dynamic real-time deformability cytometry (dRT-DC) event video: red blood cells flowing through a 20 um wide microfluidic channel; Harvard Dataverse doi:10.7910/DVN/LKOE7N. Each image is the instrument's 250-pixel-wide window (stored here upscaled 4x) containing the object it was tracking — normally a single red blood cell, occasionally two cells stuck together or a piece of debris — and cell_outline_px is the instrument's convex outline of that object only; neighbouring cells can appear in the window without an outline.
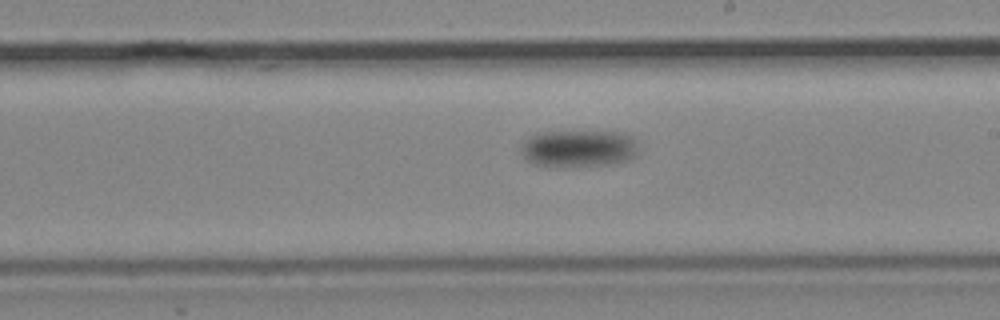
{"species": "common noctule bat (a hibernating species)", "species_latin": "Nyctalus noctula", "temperature_condition": "cold", "stored_images_in_passage": 9, "camera_frame_rate_fps": 3000, "um_per_image_px": 0.085, "animal": {"sex": "male", "body_mass_g": 19.2, "forearm_length_mm": 51.8}, "frame": {"image": 1, "passage_image": 9, "time_ms": 10.0, "image_size_px": [1000, 320], "cell_outline_px": [[640, 152], [636, 156], [628, 160], [608, 164], [548, 168], [536, 164], [528, 160], [520, 152], [520, 144], [528, 136], [536, 132], [624, 132], [632, 136], [636, 140]], "centroid_in_image_um": [49.17, 12.62], "position_along_channel_um": 239.8, "area_um2": 26.01}}